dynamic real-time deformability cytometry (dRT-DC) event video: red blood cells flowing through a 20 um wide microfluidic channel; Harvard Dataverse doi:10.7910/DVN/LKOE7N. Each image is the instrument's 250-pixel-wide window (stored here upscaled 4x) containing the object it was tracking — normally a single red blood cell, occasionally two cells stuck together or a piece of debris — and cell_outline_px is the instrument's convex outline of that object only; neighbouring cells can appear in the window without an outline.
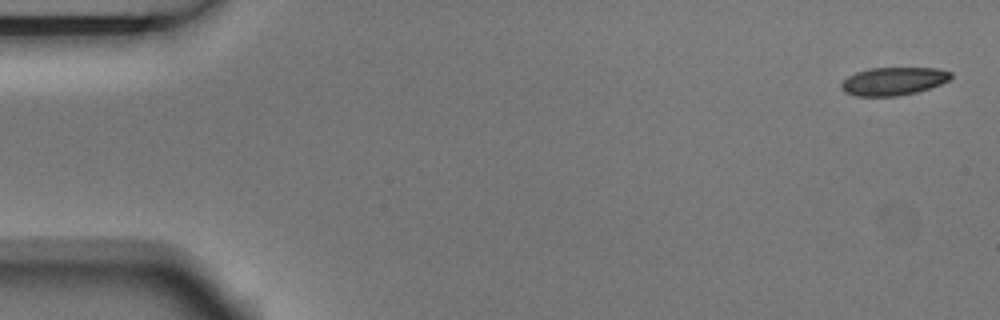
{"species": "Egyptian fruit bat (a non-hibernating species)", "species_latin": "Rousettus aegyptiacus", "temperature_condition": "room temperature", "stored_images_in_passage": 5, "camera_frame_rate_fps": 3000, "um_per_image_px": 0.085, "animal": {"sex": "male"}, "frame": {"image": 1, "passage_image": 1, "time_ms": 0.0, "image_size_px": [1000, 320], "cell_outline_px": [[952, 76], [948, 80], [940, 84], [916, 92], [896, 96], [856, 96], [844, 92], [840, 88], [840, 84], [848, 76], [856, 72], [868, 68], [936, 68], [952, 72]], "centroid_in_image_um": [75.9, 6.9], "position_along_channel_um": 9.1, "area_um2": 17.86}}
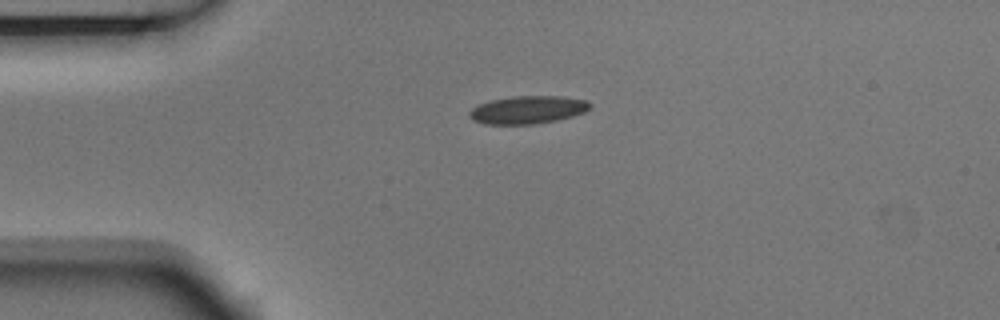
{"frame": {"image": 2, "passage_image": 4, "time_ms": 1.0, "image_size_px": [1000, 320], "cell_outline_px": [[592, 104], [584, 112], [572, 116], [556, 120], [532, 124], [484, 124], [472, 120], [468, 116], [468, 112], [472, 108], [480, 104], [492, 100], [512, 96], [560, 96], [588, 100]], "centroid_in_image_um": [44.84, 9.33], "position_along_channel_um": 40.2, "area_um2": 19.54}}